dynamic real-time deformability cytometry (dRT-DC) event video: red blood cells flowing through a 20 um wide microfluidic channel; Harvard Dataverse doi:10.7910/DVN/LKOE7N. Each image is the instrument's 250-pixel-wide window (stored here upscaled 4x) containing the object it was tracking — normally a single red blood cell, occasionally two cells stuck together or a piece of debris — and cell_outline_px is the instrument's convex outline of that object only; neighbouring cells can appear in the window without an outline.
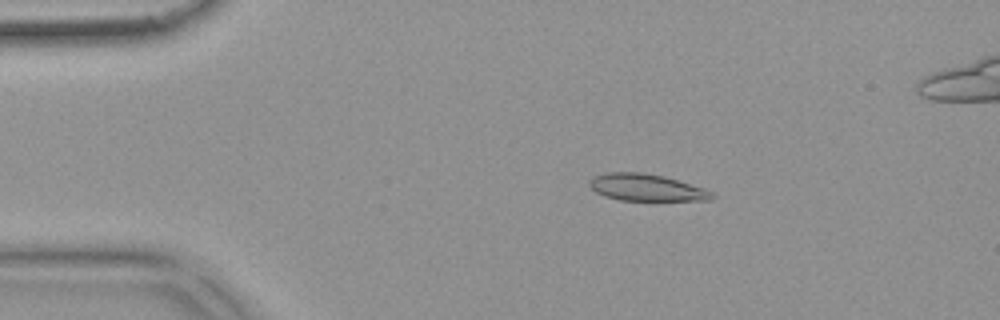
{"species": "common noctule bat (a hibernating species)", "species_latin": "Nyctalus noctula", "temperature_condition": "warm", "stored_images_in_passage": 13, "camera_frame_rate_fps": 3000, "um_per_image_px": 0.085, "animal": {"sex": "female", "body_mass_g": 18.4}, "frame": {"image": 1, "passage_image": 10, "time_ms": 3.0, "image_size_px": [1000, 320], "cell_outline_px": [[716, 196], [712, 200], [620, 200], [604, 196], [596, 192], [588, 184], [588, 180], [592, 176], [604, 172], [644, 172], [664, 176], [704, 188], [712, 192]], "centroid_in_image_um": [54.91, 15.93], "position_along_channel_um": 30.1, "area_um2": 19.36}}